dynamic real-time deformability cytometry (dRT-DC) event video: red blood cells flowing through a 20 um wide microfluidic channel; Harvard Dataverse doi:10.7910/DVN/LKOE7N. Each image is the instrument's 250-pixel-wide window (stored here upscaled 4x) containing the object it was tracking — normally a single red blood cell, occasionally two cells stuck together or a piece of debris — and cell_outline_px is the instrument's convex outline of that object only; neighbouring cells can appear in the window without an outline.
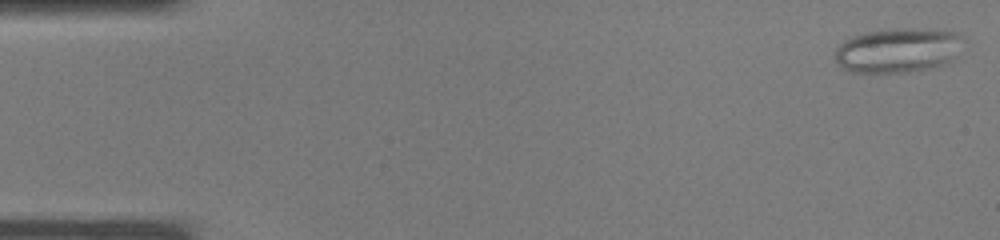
{"species": "common noctule bat (a hibernating species)", "species_latin": "Nyctalus noctula", "temperature_condition": "warm", "stored_images_in_passage": 37, "camera_frame_rate_fps": 3000, "um_per_image_px": 0.085, "animal": {"sex": "male", "body_mass_g": 19.0, "forearm_length_mm": 50.8}, "frame": {"image": 1, "passage_image": 1, "time_ms": 0.0, "image_size_px": [1000, 240], "cell_outline_px": [[964, 40], [956, 56], [952, 60], [928, 68], [908, 72], [848, 72], [836, 64], [836, 48], [844, 40], [852, 36], [868, 32], [888, 28], [912, 28], [956, 32]], "centroid_in_image_um": [76.29, 4.27], "position_along_channel_um": 8.7, "area_um2": 33.29}}
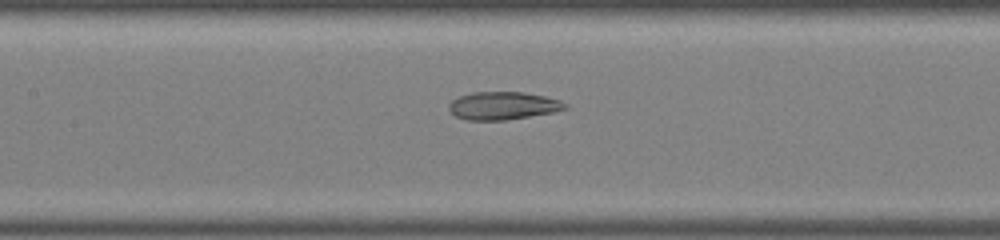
{"frame": {"image": 2, "passage_image": 17, "time_ms": 5.333, "image_size_px": [1000, 240], "cell_outline_px": [[568, 108], [552, 112], [504, 120], [468, 120], [456, 116], [448, 108], [448, 104], [452, 100], [460, 96], [472, 92], [524, 92], [544, 96], [560, 100], [568, 104]], "centroid_in_image_um": [42.75, 8.97], "position_along_channel_um": 164.6, "area_um2": 18.73}}
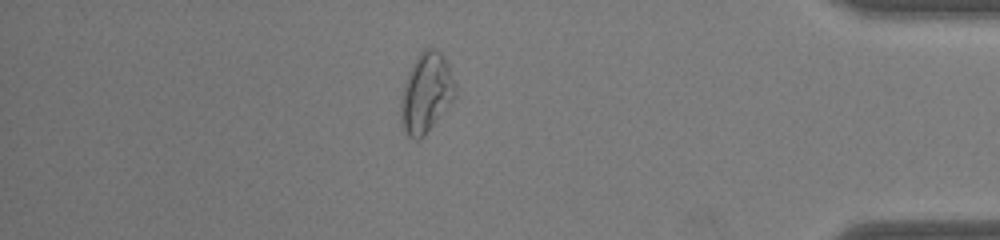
{"frame": {"image": 3, "passage_image": 32, "time_ms": 10.333, "image_size_px": [1000, 240], "cell_outline_px": [[456, 96], [452, 104], [424, 136], [420, 140], [416, 140], [408, 136], [400, 120], [400, 100], [404, 84], [408, 72], [416, 56], [424, 48], [436, 48], [444, 56], [448, 64], [456, 84]], "centroid_in_image_um": [36.24, 7.9], "position_along_channel_um": 399.0, "area_um2": 25.78}}